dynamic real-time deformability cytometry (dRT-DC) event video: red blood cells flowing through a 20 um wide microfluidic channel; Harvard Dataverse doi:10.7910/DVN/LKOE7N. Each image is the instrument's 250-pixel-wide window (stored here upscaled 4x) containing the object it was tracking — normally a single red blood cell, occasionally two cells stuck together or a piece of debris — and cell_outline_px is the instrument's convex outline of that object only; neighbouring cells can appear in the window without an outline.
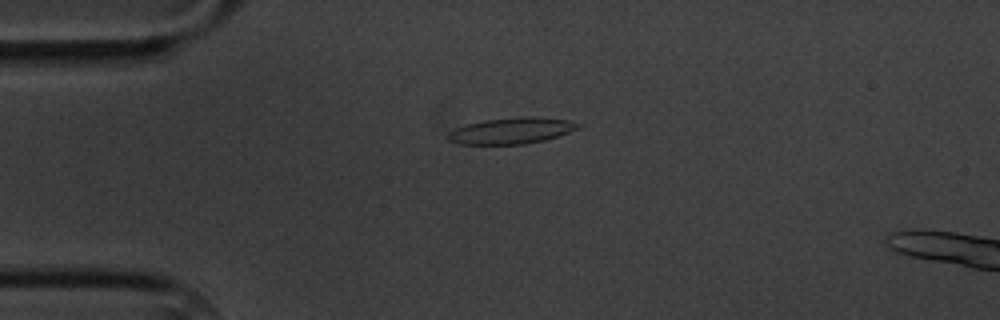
{"species": "common noctule bat (a hibernating species)", "species_latin": "Nyctalus noctula", "temperature_condition": "cold", "stored_images_in_passage": 1, "camera_frame_rate_fps": 3000, "um_per_image_px": 0.085, "animal": {"sex": "male", "body_mass_g": 20.1, "forearm_length_mm": 53.5}, "frame": {"image": 1, "passage_image": 1, "time_ms": 0.0, "image_size_px": [1000, 320], "cell_outline_px": [[584, 124], [580, 128], [544, 140], [524, 144], [456, 144], [448, 140], [448, 132], [456, 128], [468, 124], [484, 120], [520, 116], [536, 116], [572, 120]], "centroid_in_image_um": [43.52, 11.09], "position_along_channel_um": 41.5, "area_um2": 20.06}}